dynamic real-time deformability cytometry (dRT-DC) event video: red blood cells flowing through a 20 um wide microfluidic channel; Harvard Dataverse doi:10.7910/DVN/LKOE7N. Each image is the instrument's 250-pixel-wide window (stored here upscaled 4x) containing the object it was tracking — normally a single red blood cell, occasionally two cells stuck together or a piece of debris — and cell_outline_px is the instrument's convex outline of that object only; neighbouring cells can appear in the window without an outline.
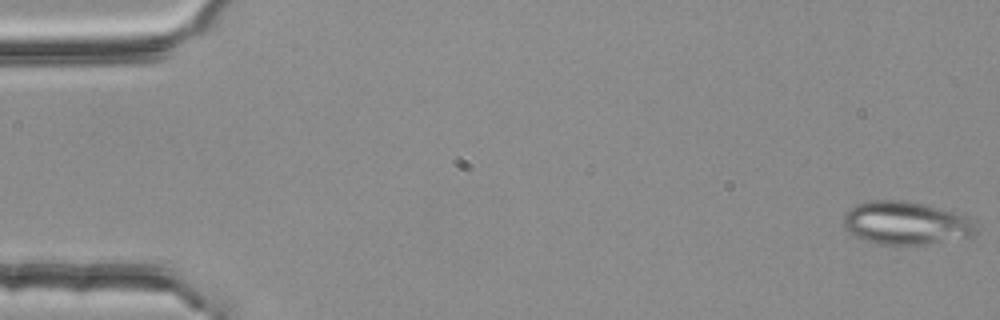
{"species": "common noctule bat (a hibernating species)", "species_latin": "Nyctalus noctula", "temperature_condition": "room temperature", "stored_images_in_passage": 54, "segment_of_instrument_passage": [1, 2], "camera_frame_rate_fps": 3000, "um_per_image_px": 0.085, "animal": {"sex": "female", "body_mass_g": 25.1}, "frame": {"image": 1, "passage_image": 1, "time_ms": 0.0, "image_size_px": [1000, 320], "cell_outline_px": [[976, 232], [972, 236], [924, 244], [880, 244], [864, 240], [848, 232], [844, 228], [844, 212], [848, 208], [856, 204], [868, 200], [908, 200], [940, 208], [964, 216], [972, 220], [976, 228]], "centroid_in_image_um": [76.94, 18.94], "position_along_channel_um": 8.1, "area_um2": 33.18}}